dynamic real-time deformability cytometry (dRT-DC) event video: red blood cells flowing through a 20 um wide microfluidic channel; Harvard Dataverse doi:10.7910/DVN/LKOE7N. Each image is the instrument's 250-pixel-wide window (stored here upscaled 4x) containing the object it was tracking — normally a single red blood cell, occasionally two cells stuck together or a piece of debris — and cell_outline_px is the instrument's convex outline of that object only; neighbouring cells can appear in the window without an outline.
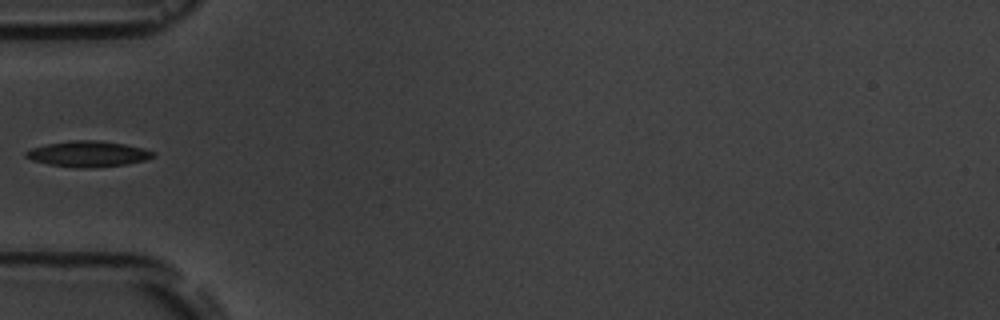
{"species": "common noctule bat (a hibernating species)", "species_latin": "Nyctalus noctula", "temperature_condition": "room temperature", "stored_images_in_passage": 6, "camera_frame_rate_fps": 3000, "um_per_image_px": 0.085, "animal": {"sex": "male", "body_mass_g": 19.5, "forearm_length_mm": 54.6}, "frame": {"image": 1, "passage_image": 5, "time_ms": 5.333, "image_size_px": [1000, 320], "cell_outline_px": [[156, 156], [144, 160], [128, 164], [88, 168], [76, 168], [48, 164], [32, 160], [24, 156], [24, 152], [32, 148], [44, 144], [72, 140], [100, 140], [124, 144], [144, 148], [156, 152]], "centroid_in_image_um": [7.49, 13.08], "position_along_channel_um": 77.5, "area_um2": 19.31}}
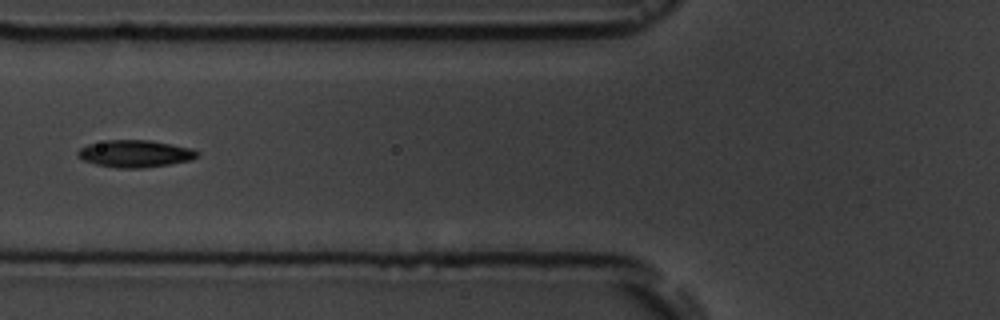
{"frame": {"image": 2, "passage_image": 6, "time_ms": 6.333, "image_size_px": [1000, 320], "cell_outline_px": [[200, 152], [192, 160], [168, 164], [140, 168], [116, 168], [96, 164], [84, 160], [76, 156], [76, 152], [80, 148], [88, 144], [108, 140], [152, 140], [192, 148]], "centroid_in_image_um": [11.48, 13.05], "position_along_channel_um": 114.3, "area_um2": 18.9}}